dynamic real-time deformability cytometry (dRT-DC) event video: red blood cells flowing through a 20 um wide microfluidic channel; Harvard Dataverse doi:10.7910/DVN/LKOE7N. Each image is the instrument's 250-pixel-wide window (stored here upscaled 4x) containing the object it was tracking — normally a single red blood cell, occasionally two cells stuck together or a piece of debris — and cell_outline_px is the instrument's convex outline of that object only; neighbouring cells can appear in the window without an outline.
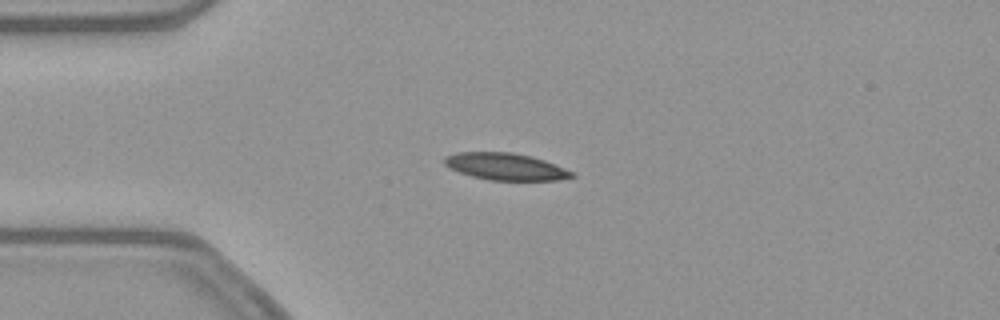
{"species": "common noctule bat (a hibernating species)", "species_latin": "Nyctalus noctula", "temperature_condition": "warm", "stored_images_in_passage": 43, "camera_frame_rate_fps": 3000, "um_per_image_px": 0.085, "animal": {"sex": "female", "body_mass_g": 21.9}, "frame": {"image": 1, "passage_image": 3, "time_ms": 0.667, "image_size_px": [1000, 320], "cell_outline_px": [[576, 176], [556, 180], [488, 180], [472, 176], [448, 168], [444, 164], [444, 156], [456, 152], [512, 152], [532, 156], [544, 160], [576, 172]], "centroid_in_image_um": [42.97, 14.15], "position_along_channel_um": 42.0, "area_um2": 20.17}}
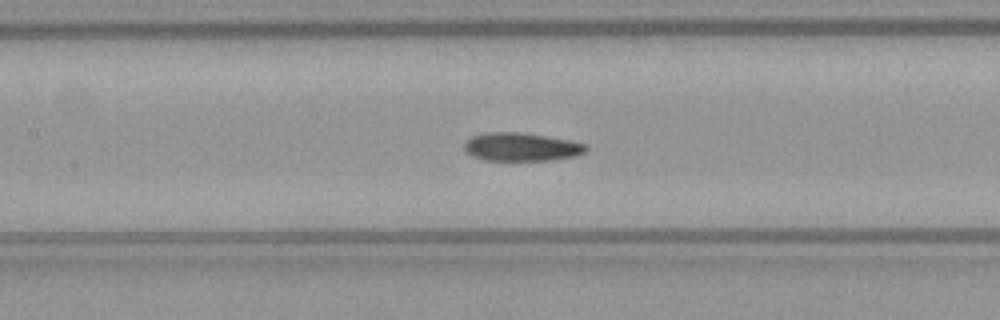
{"frame": {"image": 2, "passage_image": 14, "time_ms": 4.333, "image_size_px": [1000, 320], "cell_outline_px": [[588, 148], [584, 152], [576, 156], [556, 160], [484, 160], [472, 156], [464, 148], [464, 144], [472, 136], [484, 132], [520, 132], [568, 140], [588, 144]], "centroid_in_image_um": [44.33, 12.49], "position_along_channel_um": 163.1, "area_um2": 20.06}}
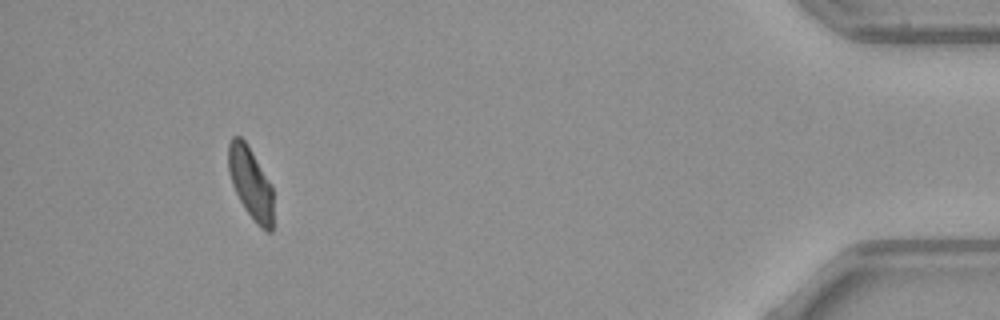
{"frame": {"image": 3, "passage_image": 39, "time_ms": 12.667, "image_size_px": [1000, 320], "cell_outline_px": [[272, 232], [268, 232], [260, 228], [256, 224], [244, 208], [232, 184], [228, 172], [228, 144], [232, 136], [240, 136], [244, 140], [252, 152], [272, 184]], "centroid_in_image_um": [21.29, 15.56], "position_along_channel_um": 413.9, "area_um2": 18.79}, "authors_computed_cell_mechanics": {"area_um2": 20.4034, "velocity_mm_per_s": 3.8673, "shape_relaxation_time_tau1_ms": 4.389, "shape_relaxation_time_tau2_ms": 3.6597, "deformation_change_tau1": 0.1541, "deformation_change_tau2": 0.0908}}